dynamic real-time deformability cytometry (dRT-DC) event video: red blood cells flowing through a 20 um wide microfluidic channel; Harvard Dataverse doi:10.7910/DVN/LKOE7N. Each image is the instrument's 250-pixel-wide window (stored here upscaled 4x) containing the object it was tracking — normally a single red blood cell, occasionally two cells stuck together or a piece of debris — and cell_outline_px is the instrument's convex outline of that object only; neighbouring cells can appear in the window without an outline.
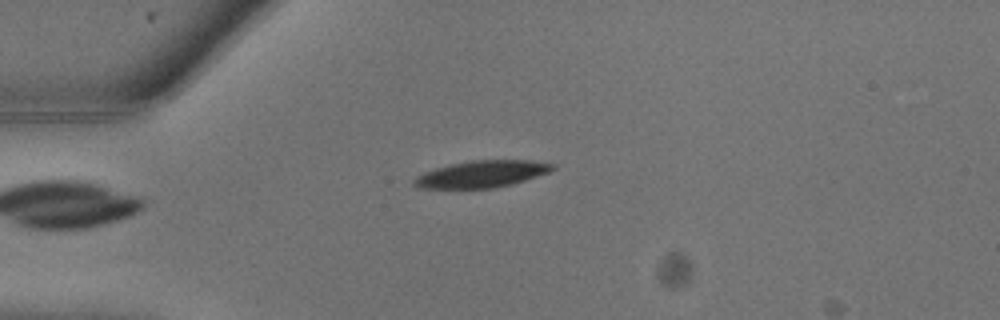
{"species": "common noctule bat (a hibernating species)", "species_latin": "Nyctalus noctula", "temperature_condition": "warm", "stored_images_in_passage": 4, "camera_frame_rate_fps": 3000, "um_per_image_px": 0.085, "animal": {"sex": "male", "body_mass_g": 13.3}, "frame": {"image": 1, "passage_image": 4, "time_ms": 1.0, "image_size_px": [1000, 320], "cell_outline_px": [[556, 168], [548, 172], [512, 184], [496, 188], [416, 188], [412, 184], [412, 180], [416, 176], [424, 172], [436, 168], [452, 164], [472, 160], [532, 160], [556, 164]], "centroid_in_image_um": [40.94, 14.79], "position_along_channel_um": 44.1, "area_um2": 21.68}}